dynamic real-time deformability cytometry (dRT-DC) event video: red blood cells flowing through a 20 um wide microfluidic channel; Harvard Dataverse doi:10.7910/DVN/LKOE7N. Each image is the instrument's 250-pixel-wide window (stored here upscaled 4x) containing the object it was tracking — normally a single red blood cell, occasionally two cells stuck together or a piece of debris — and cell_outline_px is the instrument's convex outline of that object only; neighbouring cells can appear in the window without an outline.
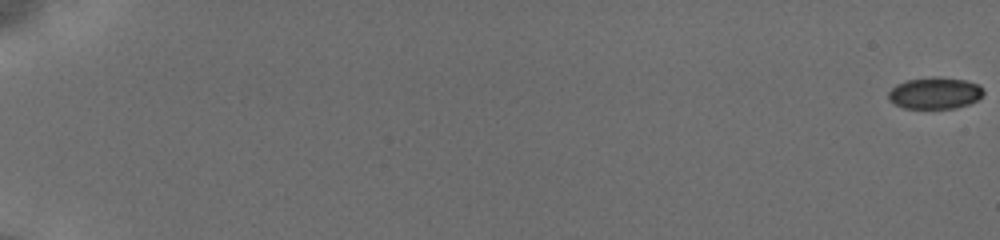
{"species": "common noctule bat (a hibernating species)", "species_latin": "Nyctalus noctula", "temperature_condition": "cold", "stored_images_in_passage": 21, "camera_frame_rate_fps": 3000, "um_per_image_px": 0.085, "animal": {"sex": "female", "body_mass_g": 19.5, "forearm_length_mm": 54.1}, "frame": {"image": 1, "passage_image": 1, "time_ms": 0.0, "image_size_px": [1000, 240], "cell_outline_px": [[984, 92], [976, 100], [968, 104], [956, 108], [904, 108], [888, 100], [888, 92], [896, 84], [904, 80], [932, 76], [964, 80], [980, 84]], "centroid_in_image_um": [79.44, 7.9], "position_along_channel_um": 5.6, "area_um2": 17.57}}
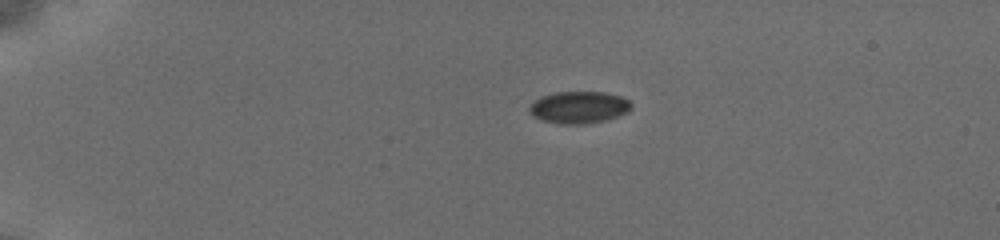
{"frame": {"image": 2, "passage_image": 16, "time_ms": 4.667, "image_size_px": [1000, 240], "cell_outline_px": [[632, 108], [628, 112], [604, 120], [584, 124], [556, 124], [532, 116], [528, 112], [528, 108], [540, 96], [556, 92], [604, 92], [620, 96], [628, 100], [632, 104]], "centroid_in_image_um": [49.19, 9.12], "position_along_channel_um": 35.8, "area_um2": 19.02}}